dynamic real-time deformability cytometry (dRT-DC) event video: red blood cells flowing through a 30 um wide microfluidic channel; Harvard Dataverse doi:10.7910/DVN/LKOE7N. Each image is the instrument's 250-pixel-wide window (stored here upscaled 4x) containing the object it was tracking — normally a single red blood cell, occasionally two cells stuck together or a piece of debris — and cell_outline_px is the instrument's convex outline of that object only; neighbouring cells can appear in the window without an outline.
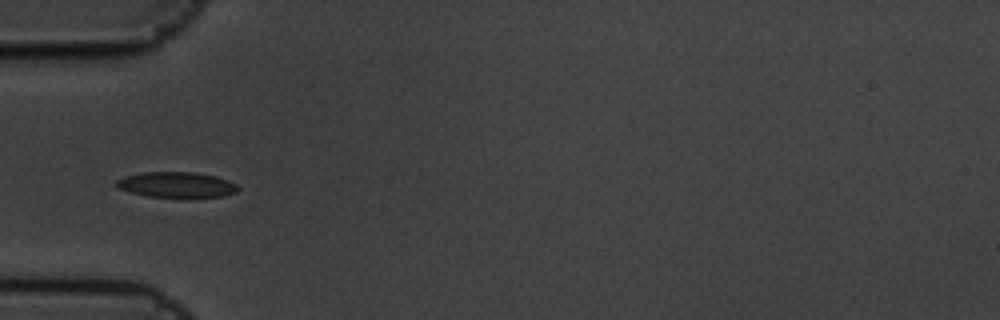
{"species": "common noctule bat (a hibernating species)", "species_latin": "Nyctalus noctula", "temperature_condition": "cold", "stored_images_in_passage": 4, "camera_frame_rate_fps": 3000, "um_per_image_px": 0.085, "animal": {"sex": "male", "body_mass_g": 19.5, "forearm_length_mm": 54.6}, "frame": {"image": 1, "passage_image": 1, "time_ms": 0.0, "image_size_px": [1000, 320], "cell_outline_px": [[240, 188], [236, 192], [224, 196], [148, 196], [132, 192], [120, 188], [112, 184], [116, 180], [124, 176], [144, 172], [196, 172], [216, 176], [228, 180], [236, 184]], "centroid_in_image_um": [15.0, 15.68], "position_along_channel_um": 70.0, "area_um2": 17.8}}
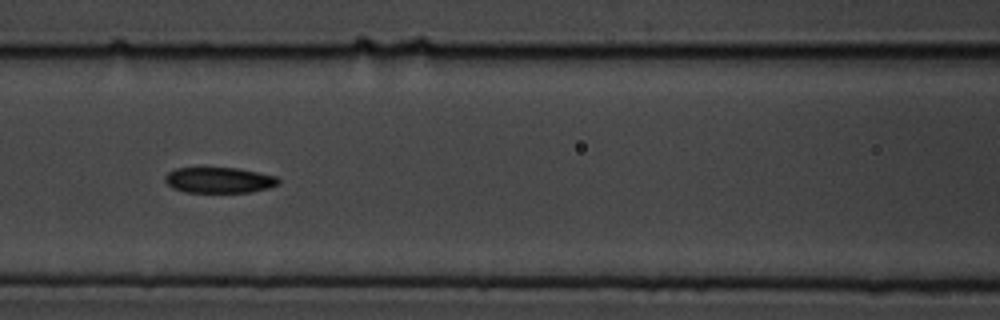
{"frame": {"image": 2, "passage_image": 3, "time_ms": 0.667, "image_size_px": [1000, 320], "cell_outline_px": [[280, 184], [268, 188], [248, 192], [184, 192], [172, 188], [164, 180], [164, 176], [168, 172], [176, 168], [236, 168], [276, 176], [280, 180]], "centroid_in_image_um": [18.6, 15.31], "position_along_channel_um": 148.0, "area_um2": 16.94}}
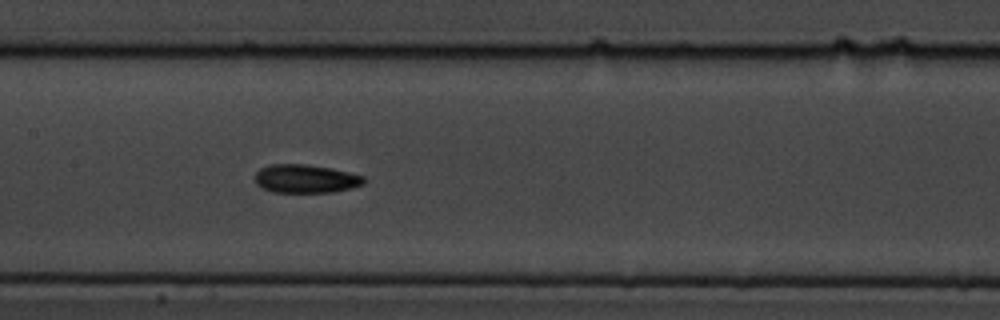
{"frame": {"image": 3, "passage_image": 4, "time_ms": 1.0, "image_size_px": [1000, 320], "cell_outline_px": [[364, 184], [352, 188], [332, 192], [272, 192], [260, 188], [256, 184], [256, 172], [260, 168], [272, 164], [308, 164], [332, 168], [364, 176]], "centroid_in_image_um": [25.97, 15.19], "position_along_channel_um": 181.4, "area_um2": 18.15}}